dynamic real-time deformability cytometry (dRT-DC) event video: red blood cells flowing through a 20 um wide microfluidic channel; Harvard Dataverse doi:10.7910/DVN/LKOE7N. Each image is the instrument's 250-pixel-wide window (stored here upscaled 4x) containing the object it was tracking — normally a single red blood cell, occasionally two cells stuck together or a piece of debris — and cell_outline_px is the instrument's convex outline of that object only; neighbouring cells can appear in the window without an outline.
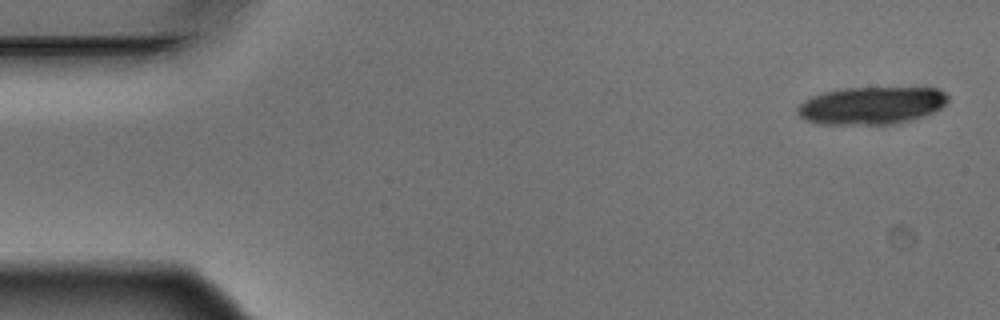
{"species": "Egyptian fruit bat (a non-hibernating species)", "species_latin": "Rousettus aegyptiacus", "temperature_condition": "warm", "stored_images_in_passage": 3, "camera_frame_rate_fps": 3000, "um_per_image_px": 0.085, "animal": {"sex": "male"}, "frame": {"image": 1, "passage_image": 1, "time_ms": 0.0, "image_size_px": [1000, 320], "cell_outline_px": [[948, 100], [940, 108], [924, 116], [896, 124], [820, 124], [804, 120], [800, 116], [796, 108], [804, 100], [812, 96], [824, 92], [844, 88], [936, 88], [944, 92], [948, 96]], "centroid_in_image_um": [74.05, 8.97], "position_along_channel_um": 10.9, "area_um2": 32.83}}